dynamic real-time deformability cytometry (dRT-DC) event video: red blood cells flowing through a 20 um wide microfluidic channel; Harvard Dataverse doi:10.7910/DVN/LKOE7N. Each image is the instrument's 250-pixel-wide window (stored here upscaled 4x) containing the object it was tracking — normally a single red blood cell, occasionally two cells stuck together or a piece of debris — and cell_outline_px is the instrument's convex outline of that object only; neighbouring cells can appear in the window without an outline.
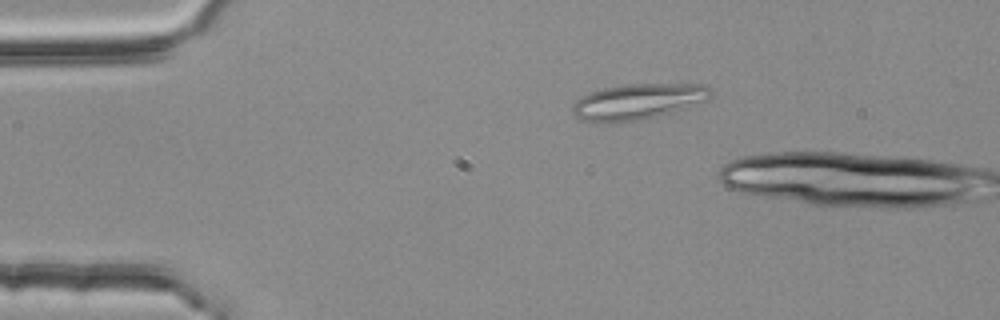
{"species": "common noctule bat (a hibernating species)", "species_latin": "Nyctalus noctula", "temperature_condition": "room temperature", "stored_images_in_passage": 8, "camera_frame_rate_fps": 3000, "um_per_image_px": 0.085, "animal": {"sex": "female", "body_mass_g": 25.1}, "frame": {"image": 1, "passage_image": 6, "time_ms": 1.667, "image_size_px": [1000, 320], "cell_outline_px": [[712, 92], [704, 100], [672, 112], [624, 124], [596, 124], [584, 120], [576, 116], [572, 112], [572, 104], [580, 96], [604, 88], [624, 84], [708, 84], [712, 88]], "centroid_in_image_um": [54.14, 8.66], "position_along_channel_um": 30.9, "area_um2": 29.13}}